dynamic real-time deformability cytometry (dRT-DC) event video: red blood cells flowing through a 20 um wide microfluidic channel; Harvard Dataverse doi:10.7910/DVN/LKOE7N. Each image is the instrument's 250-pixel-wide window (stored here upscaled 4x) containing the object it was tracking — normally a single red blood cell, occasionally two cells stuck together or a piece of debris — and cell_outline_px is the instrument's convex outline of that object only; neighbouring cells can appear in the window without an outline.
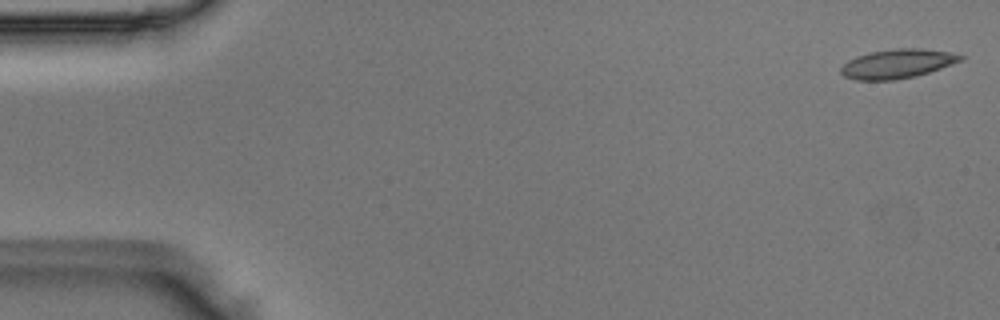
{"species": "Egyptian fruit bat (a non-hibernating species)", "species_latin": "Rousettus aegyptiacus", "temperature_condition": "room temperature", "stored_images_in_passage": 51, "camera_frame_rate_fps": 3000, "um_per_image_px": 0.085, "animal": {"sex": "male"}, "frame": {"image": 1, "passage_image": 1, "time_ms": 0.0, "image_size_px": [1000, 320], "cell_outline_px": [[964, 60], [916, 76], [896, 80], [856, 80], [844, 76], [840, 72], [840, 68], [848, 60], [856, 56], [868, 52], [896, 48], [920, 48], [952, 52], [964, 56]], "centroid_in_image_um": [76.27, 5.41], "position_along_channel_um": 8.7, "area_um2": 20.46}}
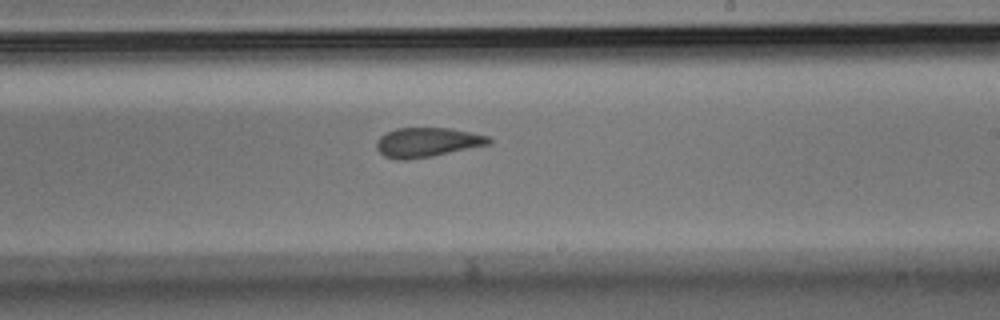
{"frame": {"image": 2, "passage_image": 30, "time_ms": 9.667, "image_size_px": [1000, 320], "cell_outline_px": [[492, 140], [488, 144], [432, 156], [404, 160], [396, 160], [384, 156], [376, 148], [376, 140], [380, 136], [396, 128], [448, 128], [488, 136]], "centroid_in_image_um": [36.25, 12.1], "position_along_channel_um": 252.8, "area_um2": 19.02}}
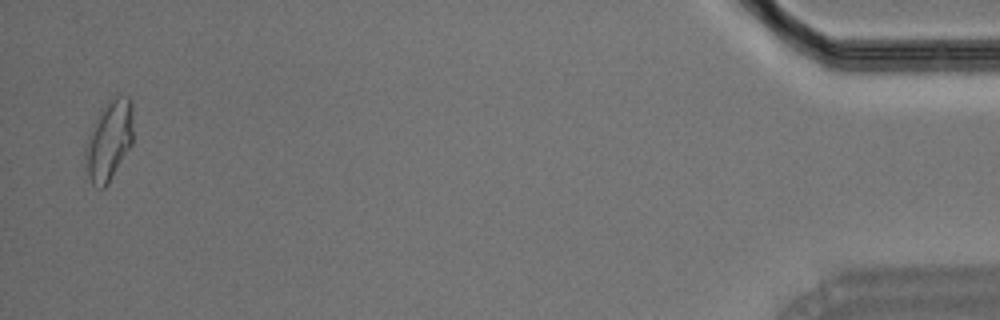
{"frame": {"image": 3, "passage_image": 50, "time_ms": 16.333, "image_size_px": [1000, 320], "cell_outline_px": [[132, 144], [108, 184], [104, 188], [100, 188], [92, 184], [88, 176], [84, 160], [84, 144], [88, 132], [100, 108], [108, 100], [116, 96], [128, 96], [132, 100]], "centroid_in_image_um": [9.23, 11.91], "position_along_channel_um": 426.0, "area_um2": 22.83}}